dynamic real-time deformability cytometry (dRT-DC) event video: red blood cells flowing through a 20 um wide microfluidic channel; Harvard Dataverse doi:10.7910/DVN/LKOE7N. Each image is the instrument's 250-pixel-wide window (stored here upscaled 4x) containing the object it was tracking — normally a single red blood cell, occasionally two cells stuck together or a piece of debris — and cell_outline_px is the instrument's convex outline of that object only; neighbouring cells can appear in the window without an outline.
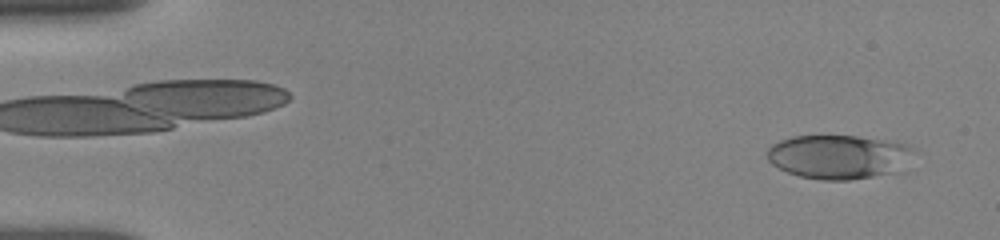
{"species": "human", "species_latin": "Homo sapiens", "temperature_condition": "room temperature", "stored_images_in_passage": 16, "camera_frame_rate_fps": 3000, "um_per_image_px": 0.085, "donor": {"sex": "female"}, "frame": {"image": 1, "passage_image": 2, "time_ms": 0.667, "image_size_px": [1000, 240], "cell_outline_px": [[912, 148], [900, 172], [848, 180], [820, 180], [800, 176], [788, 172], [772, 164], [768, 160], [768, 148], [772, 144], [780, 140], [792, 136], [856, 136], [884, 140], [908, 144]], "centroid_in_image_um": [71.25, 13.33], "position_along_channel_um": 13.8, "area_um2": 37.28}}
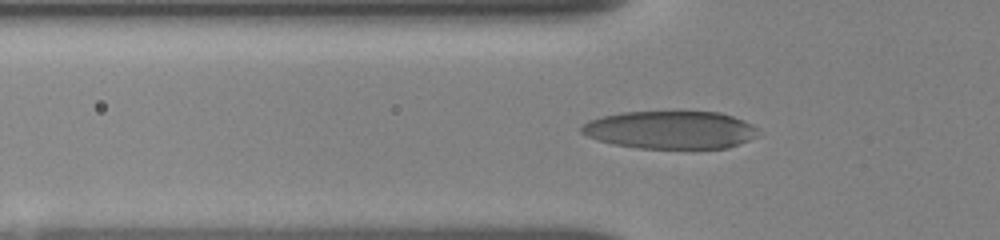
{"frame": {"image": 2, "passage_image": 14, "time_ms": 5.333, "image_size_px": [1000, 240], "cell_outline_px": [[756, 136], [748, 140], [728, 148], [640, 148], [612, 144], [588, 136], [580, 132], [580, 124], [588, 120], [620, 112], [720, 112], [744, 120], [752, 124], [756, 128]], "centroid_in_image_um": [56.95, 11.04], "position_along_channel_um": 68.9, "area_um2": 38.84}}